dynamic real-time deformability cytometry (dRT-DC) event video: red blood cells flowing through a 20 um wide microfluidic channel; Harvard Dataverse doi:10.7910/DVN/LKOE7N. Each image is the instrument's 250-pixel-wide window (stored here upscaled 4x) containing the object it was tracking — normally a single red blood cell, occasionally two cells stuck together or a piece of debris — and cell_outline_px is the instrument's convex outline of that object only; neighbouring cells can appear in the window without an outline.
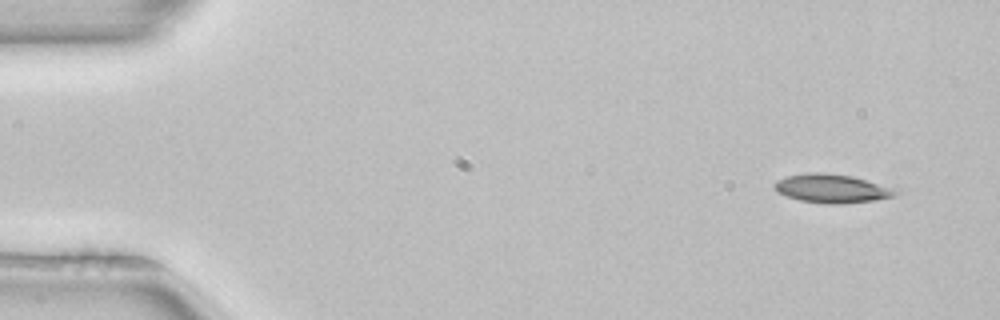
{"species": "common noctule bat (a hibernating species)", "species_latin": "Nyctalus noctula", "temperature_condition": "room temperature", "stored_images_in_passage": 4, "camera_frame_rate_fps": 3000, "um_per_image_px": 0.085, "animal": {"sex": "female", "body_mass_g": 22.7, "forearm_length_mm": 54.2}, "frame": {"image": 1, "passage_image": 1, "time_ms": 0.0, "image_size_px": [1000, 320], "cell_outline_px": [[900, 192], [896, 196], [876, 200], [840, 204], [828, 204], [800, 200], [788, 196], [780, 192], [772, 184], [776, 180], [788, 176], [812, 172], [824, 172], [852, 176], [900, 188]], "centroid_in_image_um": [70.83, 16.02], "position_along_channel_um": 14.2, "area_um2": 20.46}}
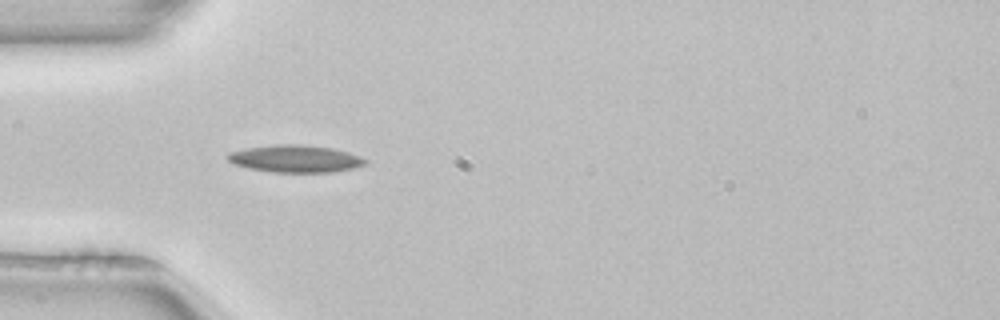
{"frame": {"image": 2, "passage_image": 3, "time_ms": 0.667, "image_size_px": [1000, 320], "cell_outline_px": [[368, 164], [352, 168], [332, 172], [272, 172], [248, 168], [232, 164], [224, 156], [228, 152], [244, 148], [276, 144], [300, 144], [332, 148], [348, 152], [360, 156], [368, 160]], "centroid_in_image_um": [25.06, 13.48], "position_along_channel_um": 59.9, "area_um2": 22.14}}